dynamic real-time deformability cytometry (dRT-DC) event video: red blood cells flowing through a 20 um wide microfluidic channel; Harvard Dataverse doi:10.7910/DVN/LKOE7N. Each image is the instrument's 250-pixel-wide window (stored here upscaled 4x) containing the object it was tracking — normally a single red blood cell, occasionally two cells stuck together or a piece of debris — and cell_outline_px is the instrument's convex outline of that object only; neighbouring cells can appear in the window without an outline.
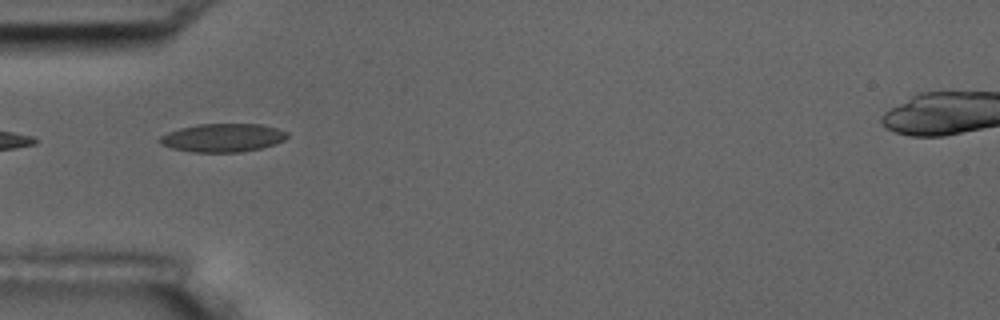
{"species": "common noctule bat (a hibernating species)", "species_latin": "Nyctalus noctula", "temperature_condition": "room temperature", "stored_images_in_passage": 7, "camera_frame_rate_fps": 3000, "um_per_image_px": 0.085, "animal": {"sex": "male", "body_mass_g": 17.5, "forearm_length_mm": 52.3}, "frame": {"image": 1, "passage_image": 6, "time_ms": 5.667, "image_size_px": [1000, 320], "cell_outline_px": [[288, 136], [284, 140], [260, 148], [240, 152], [192, 152], [172, 148], [160, 144], [156, 140], [160, 136], [168, 132], [180, 128], [196, 124], [260, 124], [276, 128], [288, 132]], "centroid_in_image_um": [18.89, 11.7], "position_along_channel_um": 66.1, "area_um2": 21.04}}